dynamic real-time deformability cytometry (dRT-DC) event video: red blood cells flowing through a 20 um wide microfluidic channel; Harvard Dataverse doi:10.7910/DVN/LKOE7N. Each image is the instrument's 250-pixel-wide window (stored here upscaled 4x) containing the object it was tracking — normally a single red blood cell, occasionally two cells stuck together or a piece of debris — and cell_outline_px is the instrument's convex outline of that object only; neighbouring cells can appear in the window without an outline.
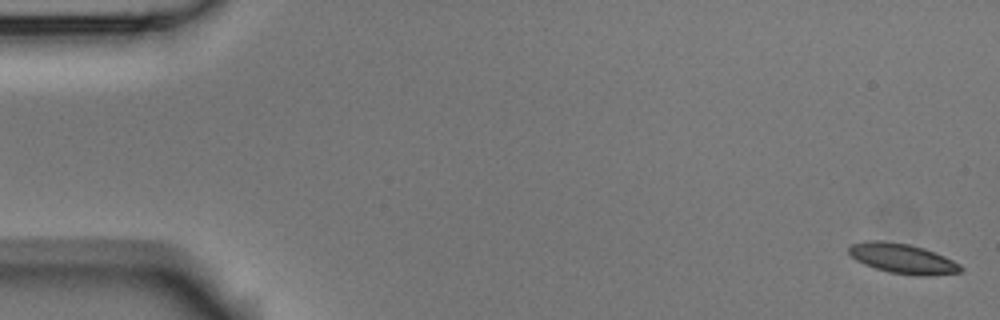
{"species": "Egyptian fruit bat (a non-hibernating species)", "species_latin": "Rousettus aegyptiacus", "temperature_condition": "room temperature", "stored_images_in_passage": 10, "camera_frame_rate_fps": 3000, "um_per_image_px": 0.085, "animal": {"sex": "male"}, "frame": {"image": 1, "passage_image": 1, "time_ms": 0.0, "image_size_px": [1000, 320], "cell_outline_px": [[964, 272], [928, 276], [916, 276], [888, 272], [864, 264], [856, 260], [848, 252], [848, 248], [852, 244], [868, 240], [884, 240], [908, 244], [924, 248], [944, 256], [960, 264], [964, 268]], "centroid_in_image_um": [76.75, 21.98], "position_along_channel_um": 8.3, "area_um2": 19.65}}